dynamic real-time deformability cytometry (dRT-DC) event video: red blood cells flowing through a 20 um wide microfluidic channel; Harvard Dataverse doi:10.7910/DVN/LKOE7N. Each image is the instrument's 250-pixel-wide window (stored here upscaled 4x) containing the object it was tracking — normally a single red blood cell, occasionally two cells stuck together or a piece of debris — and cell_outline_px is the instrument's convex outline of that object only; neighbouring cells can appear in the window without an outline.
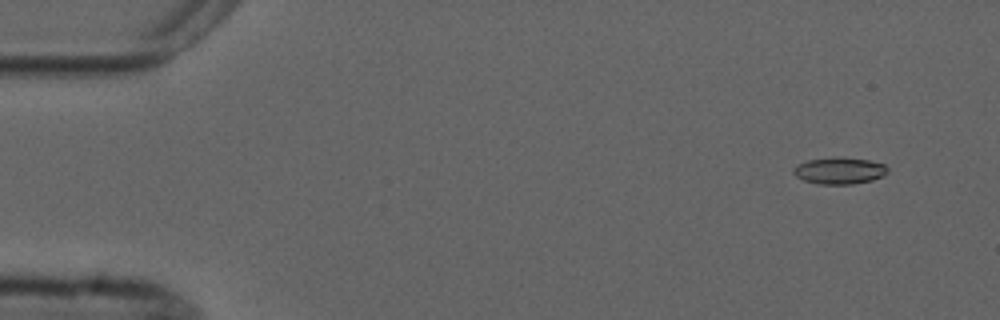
{"species": "common noctule bat (a hibernating species)", "species_latin": "Nyctalus noctula", "temperature_condition": "cold", "stored_images_in_passage": 6, "camera_frame_rate_fps": 3000, "um_per_image_px": 0.085, "animal": {"sex": "male", "forearm_length_mm": 52.5}, "frame": {"image": 1, "passage_image": 1, "time_ms": 0.0, "image_size_px": [1000, 320], "cell_outline_px": [[888, 172], [884, 176], [872, 180], [852, 184], [816, 184], [804, 180], [796, 176], [792, 172], [792, 168], [796, 164], [808, 160], [836, 156], [868, 160], [884, 164], [888, 168]], "centroid_in_image_um": [71.33, 14.5], "position_along_channel_um": 13.7, "area_um2": 14.85}}
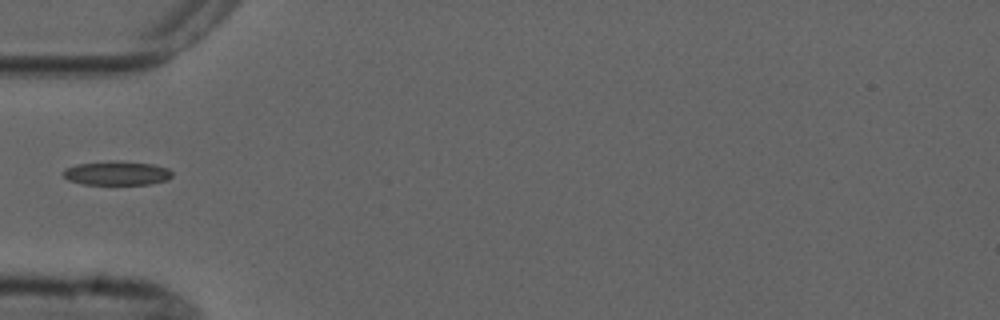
{"frame": {"image": 2, "passage_image": 5, "time_ms": 4.667, "image_size_px": [1000, 320], "cell_outline_px": [[172, 176], [168, 180], [152, 184], [84, 184], [68, 180], [60, 172], [64, 168], [76, 164], [108, 160], [116, 160], [152, 164], [168, 168], [172, 172]], "centroid_in_image_um": [9.91, 14.7], "position_along_channel_um": 75.1, "area_um2": 15.55}}
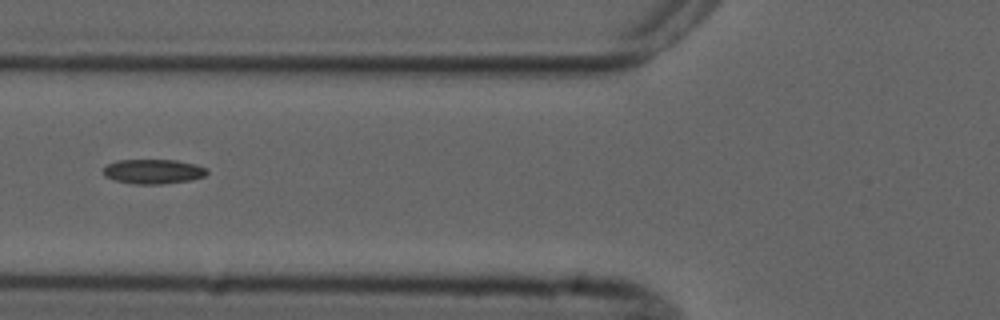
{"frame": {"image": 3, "passage_image": 6, "time_ms": 5.667, "image_size_px": [1000, 320], "cell_outline_px": [[208, 172], [204, 176], [192, 180], [160, 184], [136, 184], [112, 180], [104, 176], [104, 168], [108, 164], [116, 160], [176, 160], [196, 164], [208, 168]], "centroid_in_image_um": [13.04, 14.58], "position_along_channel_um": 112.8, "area_um2": 14.97}}